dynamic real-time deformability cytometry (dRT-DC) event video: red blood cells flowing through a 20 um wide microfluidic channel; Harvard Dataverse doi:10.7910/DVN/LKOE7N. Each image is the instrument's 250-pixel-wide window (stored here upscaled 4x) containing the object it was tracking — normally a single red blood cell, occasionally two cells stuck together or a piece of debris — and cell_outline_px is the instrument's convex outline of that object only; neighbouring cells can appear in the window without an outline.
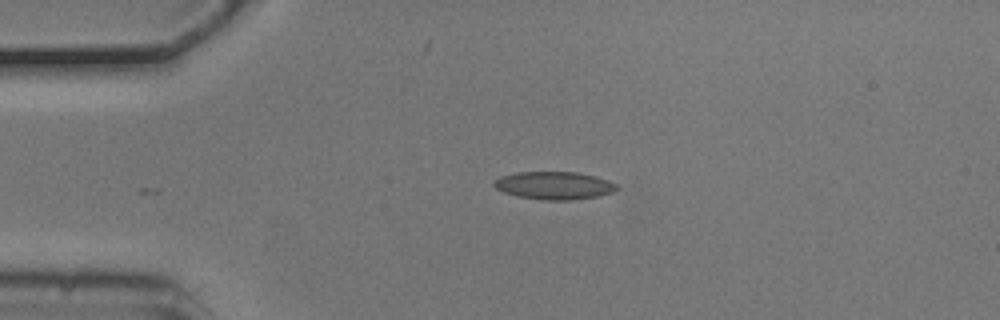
{"species": "common noctule bat (a hibernating species)", "species_latin": "Nyctalus noctula", "temperature_condition": "cold", "stored_images_in_passage": 2, "camera_frame_rate_fps": 3000, "um_per_image_px": 0.085, "animal": {"sex": "male", "body_mass_g": 20.5, "forearm_length_mm": 52.5}, "frame": {"image": 1, "passage_image": 2, "time_ms": 0.333, "image_size_px": [1000, 320], "cell_outline_px": [[620, 188], [612, 192], [600, 196], [572, 200], [544, 200], [516, 196], [504, 192], [496, 188], [492, 184], [492, 180], [500, 176], [516, 172], [576, 172], [596, 176], [608, 180], [616, 184]], "centroid_in_image_um": [47.09, 15.76], "position_along_channel_um": 37.9, "area_um2": 20.11}}